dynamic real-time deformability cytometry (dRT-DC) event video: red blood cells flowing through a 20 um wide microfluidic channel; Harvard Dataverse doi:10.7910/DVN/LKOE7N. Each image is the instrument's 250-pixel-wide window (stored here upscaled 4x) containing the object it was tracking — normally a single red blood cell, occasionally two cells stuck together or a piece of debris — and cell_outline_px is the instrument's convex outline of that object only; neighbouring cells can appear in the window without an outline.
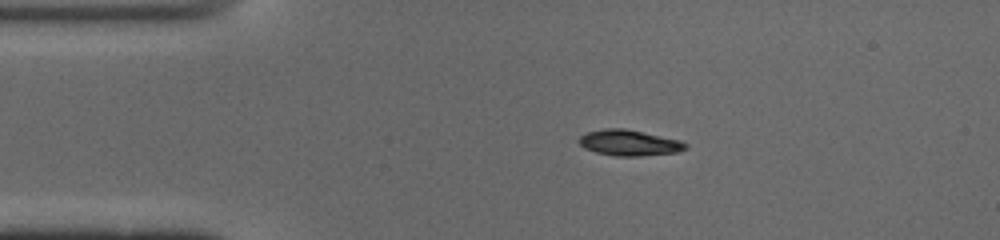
{"species": "common noctule bat (a hibernating species)", "species_latin": "Nyctalus noctula", "temperature_condition": "cold", "stored_images_in_passage": 42, "camera_frame_rate_fps": 3000, "um_per_image_px": 0.085, "animal": {"sex": "male", "body_mass_g": 19.0, "forearm_length_mm": 50.8}, "frame": {"image": 1, "passage_image": 1, "time_ms": 0.0, "image_size_px": [1000, 240], "cell_outline_px": [[688, 148], [680, 152], [640, 156], [616, 156], [596, 152], [584, 148], [576, 140], [584, 132], [604, 128], [624, 128], [680, 140], [688, 144]], "centroid_in_image_um": [53.47, 12.13], "position_along_channel_um": 31.5, "area_um2": 16.24}}
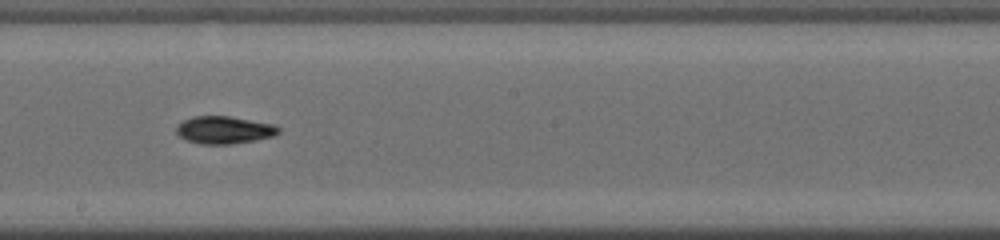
{"frame": {"image": 2, "passage_image": 19, "time_ms": 6.0, "image_size_px": [1000, 240], "cell_outline_px": [[280, 132], [272, 136], [232, 144], [200, 144], [188, 140], [180, 136], [176, 132], [176, 128], [184, 120], [192, 116], [228, 116], [272, 124], [280, 128]], "centroid_in_image_um": [19.04, 11.04], "position_along_channel_um": 229.2, "area_um2": 16.07}}
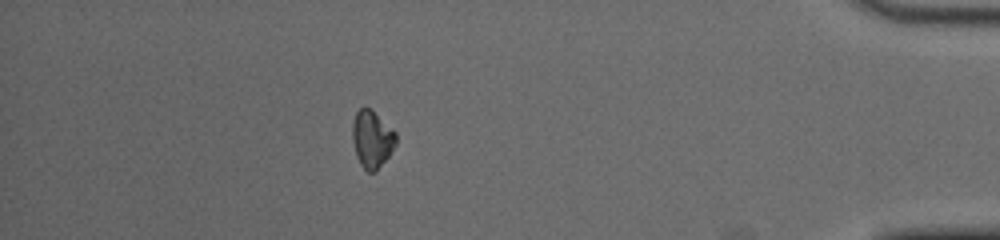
{"frame": {"image": 3, "passage_image": 36, "time_ms": 11.667, "image_size_px": [1000, 240], "cell_outline_px": [[396, 144], [388, 156], [376, 172], [368, 172], [360, 164], [356, 156], [352, 140], [352, 124], [356, 112], [364, 104], [372, 108], [396, 132]], "centroid_in_image_um": [31.61, 11.78], "position_along_channel_um": 403.6, "area_um2": 14.85}, "authors_computed_cell_mechanics": {"area_um2": 15.4904, "velocity_mm_per_s": 3.9437, "shape_relaxation_time_tau1_ms": 2.9494, "shape_relaxation_time_tau2_ms": null, "deformation_change_tau1": 0.1193, "deformation_change_tau2": null}}